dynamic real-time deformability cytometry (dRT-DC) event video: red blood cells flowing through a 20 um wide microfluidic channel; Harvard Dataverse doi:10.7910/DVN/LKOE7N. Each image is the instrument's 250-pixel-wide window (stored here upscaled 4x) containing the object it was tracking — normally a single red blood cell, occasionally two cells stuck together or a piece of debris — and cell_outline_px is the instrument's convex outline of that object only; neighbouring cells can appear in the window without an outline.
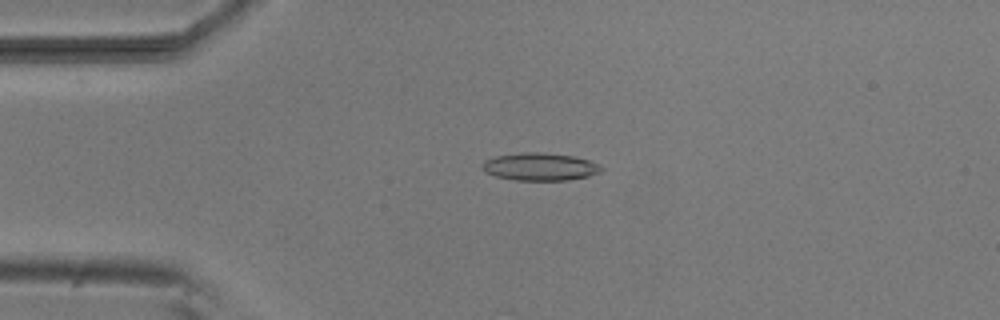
{"species": "common noctule bat (a hibernating species)", "species_latin": "Nyctalus noctula", "temperature_condition": "room temperature", "stored_images_in_passage": 47, "camera_frame_rate_fps": 3000, "um_per_image_px": 0.085, "animal": {"sex": "male", "body_mass_g": 20.5, "forearm_length_mm": 52.5}, "frame": {"image": 1, "passage_image": 7, "time_ms": 2.0, "image_size_px": [1000, 320], "cell_outline_px": [[604, 168], [600, 172], [588, 176], [568, 180], [516, 180], [496, 176], [484, 172], [480, 168], [480, 164], [484, 160], [496, 156], [524, 152], [540, 152], [572, 156], [588, 160]], "centroid_in_image_um": [45.84, 14.17], "position_along_channel_um": 39.2, "area_um2": 19.13}}
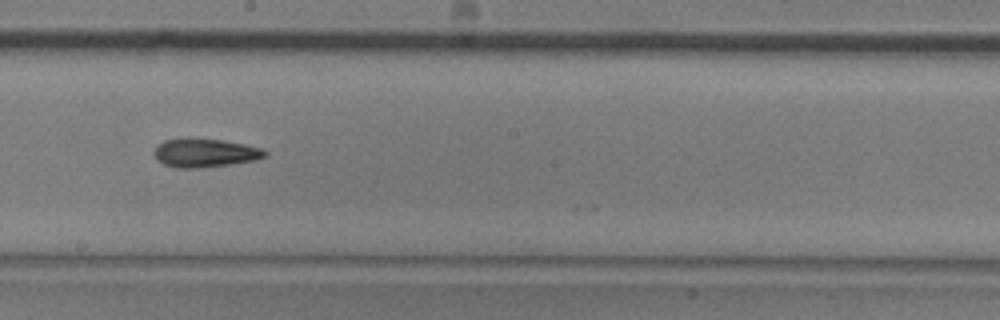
{"frame": {"image": 2, "passage_image": 24, "time_ms": 7.667, "image_size_px": [1000, 320], "cell_outline_px": [[268, 152], [264, 156], [256, 160], [232, 164], [204, 168], [176, 168], [164, 164], [156, 160], [152, 152], [156, 144], [164, 140], [180, 136], [188, 136], [224, 140], [264, 148]], "centroid_in_image_um": [17.35, 12.96], "position_along_channel_um": 230.8, "area_um2": 19.36}}
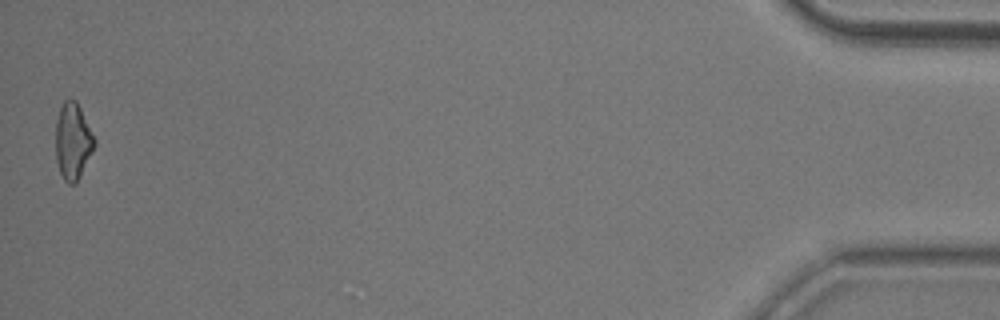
{"frame": {"image": 3, "passage_image": 47, "time_ms": 15.333, "image_size_px": [1000, 320], "cell_outline_px": [[96, 144], [76, 184], [68, 184], [64, 180], [60, 172], [56, 160], [56, 120], [60, 108], [64, 100], [76, 100], [96, 140]], "centroid_in_image_um": [6.19, 12.02], "position_along_channel_um": 429.0, "area_um2": 17.17}, "authors_computed_cell_mechanics": {"area_um2": 17.8024, "velocity_mm_per_s": 3.8353, "shape_relaxation_time_tau1_ms": 6.3615, "shape_relaxation_time_tau2_ms": null, "deformation_change_tau1": 0.1775, "deformation_change_tau2": null}}